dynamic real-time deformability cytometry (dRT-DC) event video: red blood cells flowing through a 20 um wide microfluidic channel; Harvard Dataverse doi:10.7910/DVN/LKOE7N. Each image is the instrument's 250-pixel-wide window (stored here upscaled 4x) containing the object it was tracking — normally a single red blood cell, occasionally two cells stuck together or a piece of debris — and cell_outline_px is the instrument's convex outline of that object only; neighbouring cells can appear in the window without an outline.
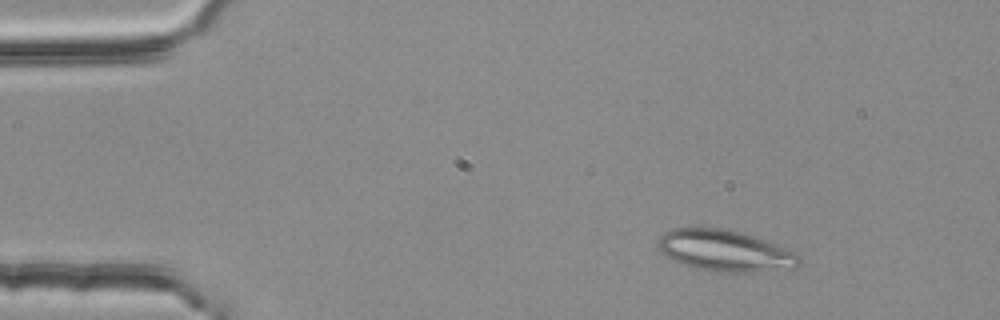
{"species": "common noctule bat (a hibernating species)", "species_latin": "Nyctalus noctula", "temperature_condition": "room temperature", "stored_images_in_passage": 3, "camera_frame_rate_fps": 3000, "um_per_image_px": 0.085, "animal": {"sex": "female", "body_mass_g": 25.1}, "frame": {"image": 1, "passage_image": 2, "time_ms": 0.333, "image_size_px": [1000, 320], "cell_outline_px": [[800, 264], [748, 272], [708, 272], [684, 264], [660, 252], [656, 244], [660, 236], [664, 232], [672, 228], [720, 228], [740, 232], [764, 240], [796, 252], [800, 256]], "centroid_in_image_um": [61.52, 21.29], "position_along_channel_um": 23.5, "area_um2": 33.23}}